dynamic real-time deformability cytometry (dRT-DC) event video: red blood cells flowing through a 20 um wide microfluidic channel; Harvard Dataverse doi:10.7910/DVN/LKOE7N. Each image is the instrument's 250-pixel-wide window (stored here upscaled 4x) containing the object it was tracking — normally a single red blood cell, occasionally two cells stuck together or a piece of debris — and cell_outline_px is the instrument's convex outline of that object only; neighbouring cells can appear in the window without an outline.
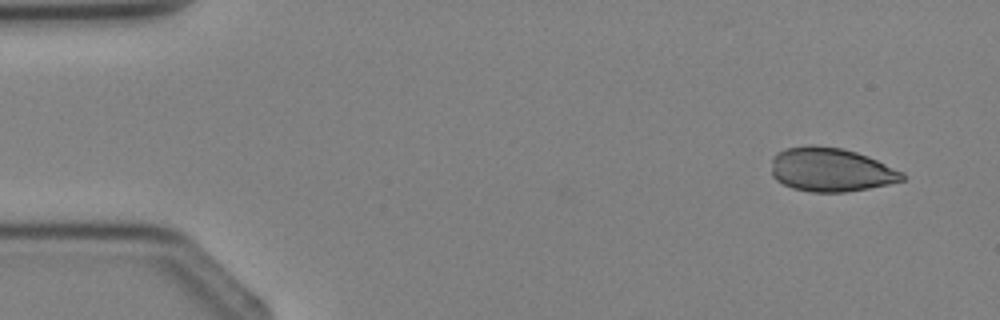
{"species": "Egyptian fruit bat (a non-hibernating species)", "species_latin": "Rousettus aegyptiacus", "temperature_condition": "cold", "stored_images_in_passage": 3, "camera_frame_rate_fps": 3000, "um_per_image_px": 0.085, "animal": {"sex": "female"}, "frame": {"image": 1, "passage_image": 1, "time_ms": 0.0, "image_size_px": [1000, 320], "cell_outline_px": [[904, 180], [888, 184], [868, 188], [844, 192], [812, 192], [792, 188], [776, 180], [772, 176], [772, 156], [776, 152], [784, 148], [808, 144], [816, 144], [840, 148], [856, 152], [868, 156], [904, 172]], "centroid_in_image_um": [70.58, 14.41], "position_along_channel_um": 14.4, "area_um2": 33.7}}